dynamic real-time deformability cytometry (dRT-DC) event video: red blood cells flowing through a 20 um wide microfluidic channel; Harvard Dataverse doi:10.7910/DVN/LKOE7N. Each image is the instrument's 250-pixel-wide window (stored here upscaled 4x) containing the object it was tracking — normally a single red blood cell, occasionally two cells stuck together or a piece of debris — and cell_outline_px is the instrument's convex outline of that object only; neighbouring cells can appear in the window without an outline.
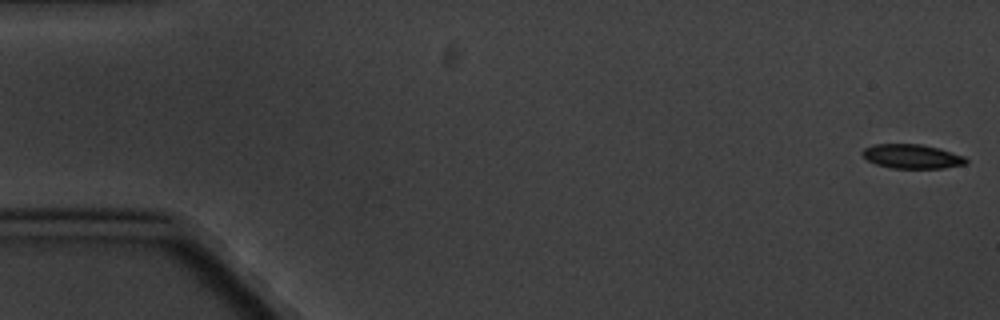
{"species": "common noctule bat (a hibernating species)", "species_latin": "Nyctalus noctula", "temperature_condition": "cold", "stored_images_in_passage": 7, "camera_frame_rate_fps": 3000, "um_per_image_px": 0.085, "animal": {"sex": "male", "body_mass_g": 20.1, "forearm_length_mm": 53.5}, "frame": {"image": 1, "passage_image": 1, "time_ms": 0.0, "image_size_px": [1000, 320], "cell_outline_px": [[968, 160], [964, 164], [944, 168], [892, 168], [876, 164], [868, 160], [860, 152], [864, 148], [872, 144], [920, 144], [940, 148], [964, 156]], "centroid_in_image_um": [77.5, 13.29], "position_along_channel_um": 7.5, "area_um2": 14.62}}
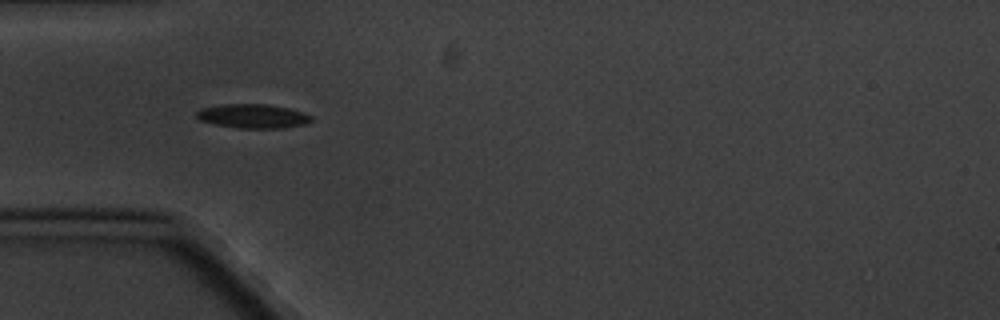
{"frame": {"image": 2, "passage_image": 5, "time_ms": 5.667, "image_size_px": [1000, 320], "cell_outline_px": [[312, 120], [304, 124], [284, 128], [240, 128], [216, 124], [200, 120], [196, 116], [196, 112], [204, 108], [220, 104], [268, 104], [288, 108], [304, 112], [312, 116]], "centroid_in_image_um": [21.53, 9.86], "position_along_channel_um": 63.5, "area_um2": 16.01}}